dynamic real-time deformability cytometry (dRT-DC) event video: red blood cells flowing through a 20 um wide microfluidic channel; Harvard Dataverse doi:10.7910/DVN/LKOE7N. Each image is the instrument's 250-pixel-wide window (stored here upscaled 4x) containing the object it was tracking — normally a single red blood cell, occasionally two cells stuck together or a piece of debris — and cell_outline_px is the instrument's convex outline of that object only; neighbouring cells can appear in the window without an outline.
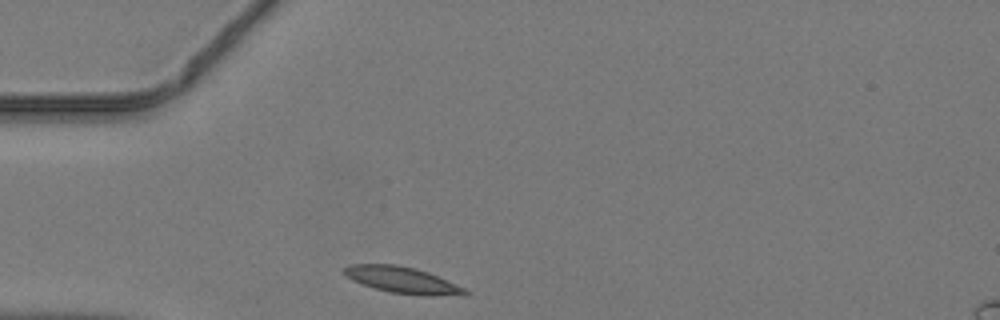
{"species": "common noctule bat (a hibernating species)", "species_latin": "Nyctalus noctula", "temperature_condition": "warm", "stored_images_in_passage": 35, "camera_frame_rate_fps": 3000, "um_per_image_px": 0.085, "animal": {"sex": "male", "body_mass_g": 19.2, "forearm_length_mm": 51.8}, "frame": {"image": 1, "passage_image": 1, "time_ms": 0.0, "image_size_px": [1000, 320], "cell_outline_px": [[468, 296], [420, 296], [392, 292], [376, 288], [352, 280], [344, 276], [340, 272], [348, 264], [396, 264], [416, 268], [428, 272], [464, 288], [468, 292]], "centroid_in_image_um": [34.2, 23.81], "position_along_channel_um": 50.8, "area_um2": 18.79}}
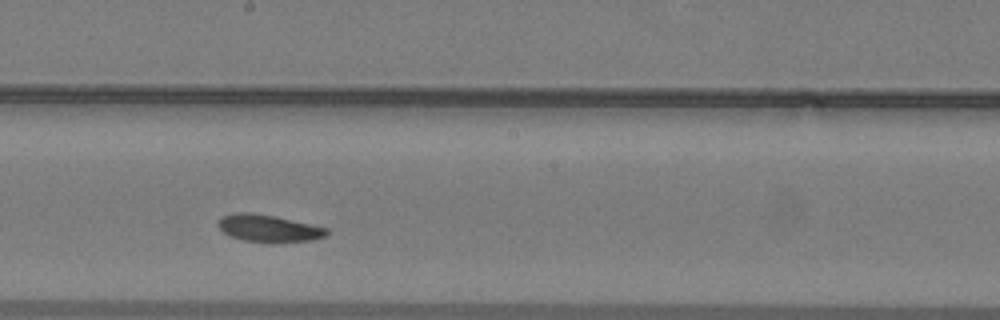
{"frame": {"image": 2, "passage_image": 14, "time_ms": 4.333, "image_size_px": [1000, 320], "cell_outline_px": [[328, 236], [312, 240], [244, 240], [232, 236], [224, 232], [216, 224], [220, 216], [232, 212], [252, 212], [276, 216], [328, 228]], "centroid_in_image_um": [22.8, 19.34], "position_along_channel_um": 225.4, "area_um2": 16.7}}
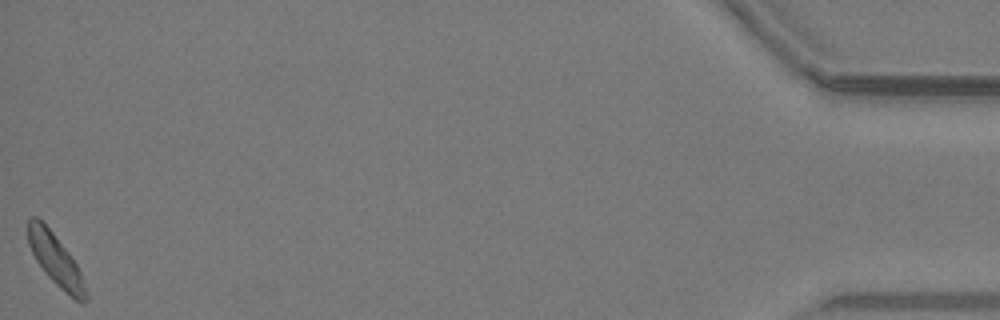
{"frame": {"image": 3, "passage_image": 35, "time_ms": 11.333, "image_size_px": [1000, 320], "cell_outline_px": [[88, 300], [84, 304], [76, 300], [60, 288], [44, 272], [36, 260], [28, 244], [28, 220], [32, 216], [36, 216], [52, 232], [72, 256], [80, 272], [88, 296]], "centroid_in_image_um": [4.73, 22.11], "position_along_channel_um": 430.5, "area_um2": 17.11}}